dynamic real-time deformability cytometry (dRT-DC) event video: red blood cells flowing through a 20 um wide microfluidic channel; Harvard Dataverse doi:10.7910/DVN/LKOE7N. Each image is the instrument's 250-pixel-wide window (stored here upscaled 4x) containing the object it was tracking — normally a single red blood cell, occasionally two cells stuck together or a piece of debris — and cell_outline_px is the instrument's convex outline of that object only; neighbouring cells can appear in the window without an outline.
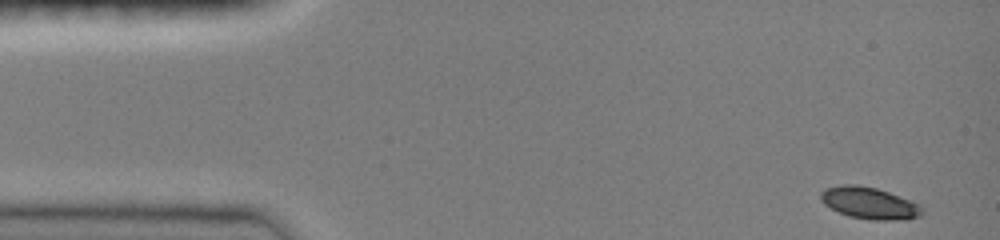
{"species": "common noctule bat (a hibernating species)", "species_latin": "Nyctalus noctula", "temperature_condition": "room temperature", "stored_images_in_passage": 44, "camera_frame_rate_fps": 3000, "um_per_image_px": 0.085, "animal": {"sex": "female", "body_mass_g": 19.0, "forearm_length_mm": 51.5}, "frame": {"image": 1, "passage_image": 1, "time_ms": 0.0, "image_size_px": [1000, 240], "cell_outline_px": [[924, 212], [920, 216], [908, 220], [868, 220], [848, 216], [824, 204], [820, 200], [820, 192], [824, 188], [844, 184], [856, 184], [876, 188], [888, 192], [908, 200], [924, 208]], "centroid_in_image_um": [73.88, 17.27], "position_along_channel_um": 11.1, "area_um2": 18.84}}
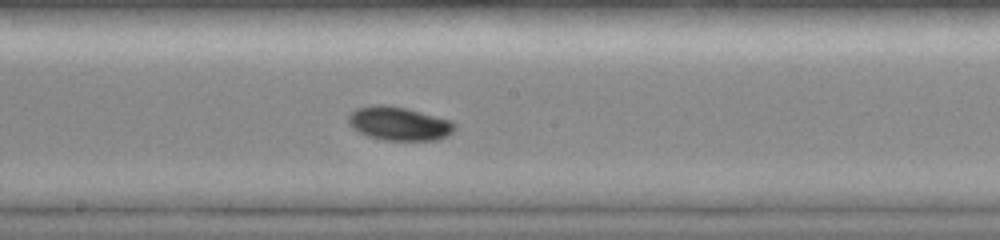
{"frame": {"image": 2, "passage_image": 24, "time_ms": 7.667, "image_size_px": [1000, 240], "cell_outline_px": [[456, 128], [448, 136], [436, 140], [384, 140], [368, 136], [352, 128], [348, 124], [348, 116], [356, 108], [372, 104], [384, 104], [404, 108], [452, 120], [456, 124]], "centroid_in_image_um": [33.92, 10.5], "position_along_channel_um": 214.3, "area_um2": 20.92}}
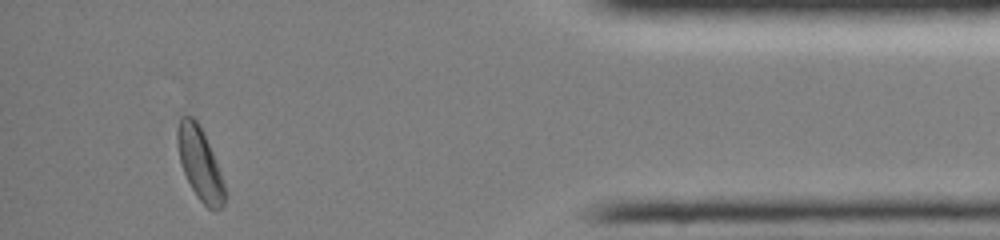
{"frame": {"image": 3, "passage_image": 42, "time_ms": 13.667, "image_size_px": [1000, 240], "cell_outline_px": [[228, 196], [224, 204], [216, 212], [208, 208], [196, 196], [184, 172], [180, 160], [176, 140], [176, 132], [180, 116], [192, 116], [200, 124], [212, 152], [228, 192]], "centroid_in_image_um": [17.01, 13.94], "position_along_channel_um": 418.2, "area_um2": 20.11}, "authors_computed_cell_mechanics": {"area_um2": 19.5653, "velocity_mm_per_s": 4.0345, "shape_relaxation_time_tau1_ms": 2.2485, "shape_relaxation_time_tau2_ms": null, "deformation_change_tau1": 0.0759, "deformation_change_tau2": null}}